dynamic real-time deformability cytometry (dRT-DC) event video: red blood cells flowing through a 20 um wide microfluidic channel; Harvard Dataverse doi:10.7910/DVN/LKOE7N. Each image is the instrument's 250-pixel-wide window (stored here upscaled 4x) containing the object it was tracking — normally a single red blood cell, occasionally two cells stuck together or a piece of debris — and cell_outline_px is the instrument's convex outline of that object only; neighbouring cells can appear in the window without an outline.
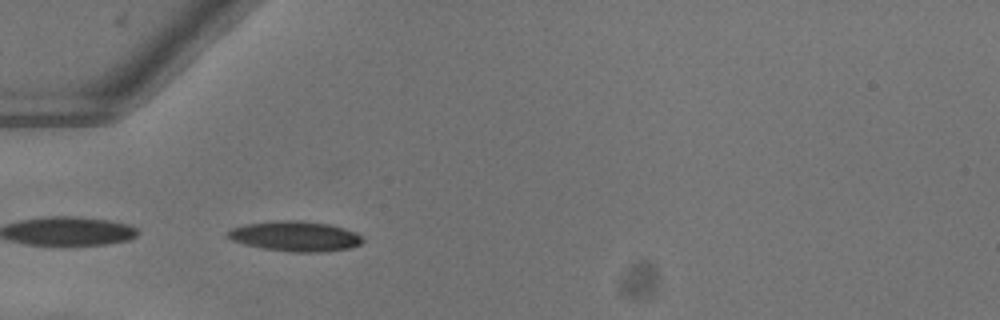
{"species": "common noctule bat (a hibernating species)", "species_latin": "Nyctalus noctula", "temperature_condition": "warm", "stored_images_in_passage": 35, "camera_frame_rate_fps": 3000, "um_per_image_px": 0.085, "animal": {"sex": "female"}, "frame": {"image": 1, "passage_image": 1, "time_ms": 0.0, "image_size_px": [1000, 320], "cell_outline_px": [[364, 240], [360, 244], [348, 248], [320, 252], [292, 252], [264, 248], [232, 240], [228, 236], [228, 232], [232, 228], [244, 224], [280, 220], [300, 220], [328, 224], [344, 228], [356, 232]], "centroid_in_image_um": [25.12, 20.07], "position_along_channel_um": 59.9, "area_um2": 23.35}}
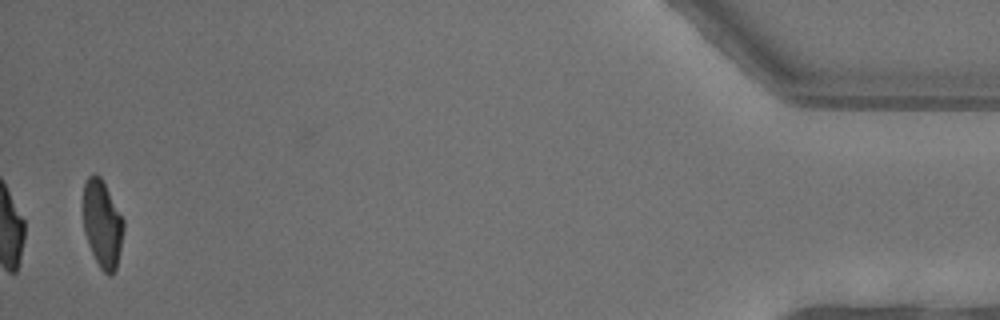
{"frame": {"image": 2, "passage_image": 35, "time_ms": 11.333, "image_size_px": [1000, 320], "cell_outline_px": [[124, 228], [116, 268], [112, 276], [108, 276], [100, 268], [88, 244], [84, 232], [84, 184], [88, 176], [92, 172], [96, 172], [100, 176], [124, 220]], "centroid_in_image_um": [8.69, 19.03], "position_along_channel_um": 426.5, "area_um2": 20.4}, "authors_computed_cell_mechanics": {"area_um2": 22.7154, "velocity_mm_per_s": 4.0417, "shape_relaxation_time_tau1_ms": 3.3494, "shape_relaxation_time_tau2_ms": 5.6555, "deformation_change_tau1": 0.1579, "deformation_change_tau2": 0.0966}}